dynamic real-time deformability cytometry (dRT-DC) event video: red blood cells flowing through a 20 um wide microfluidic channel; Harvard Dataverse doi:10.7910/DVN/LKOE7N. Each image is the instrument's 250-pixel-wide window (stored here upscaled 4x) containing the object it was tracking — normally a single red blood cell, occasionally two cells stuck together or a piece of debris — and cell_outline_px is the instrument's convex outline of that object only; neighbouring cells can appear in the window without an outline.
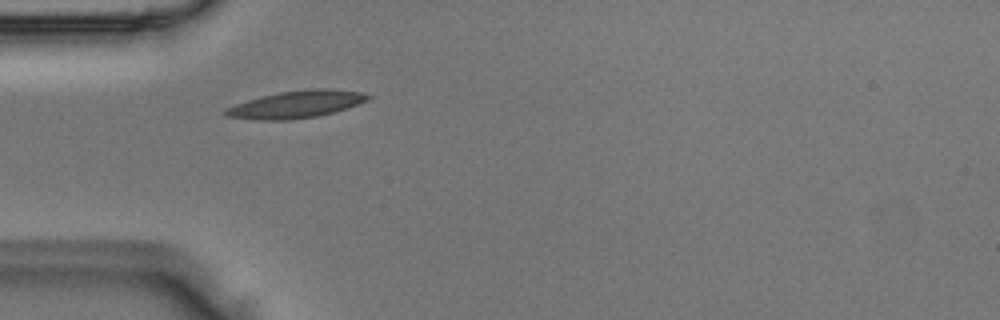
{"species": "Egyptian fruit bat (a non-hibernating species)", "species_latin": "Rousettus aegyptiacus", "temperature_condition": "room temperature", "stored_images_in_passage": 2, "camera_frame_rate_fps": 3000, "um_per_image_px": 0.085, "animal": {"sex": "male"}, "frame": {"image": 1, "passage_image": 1, "time_ms": 0.0, "image_size_px": [1000, 320], "cell_outline_px": [[372, 96], [368, 100], [332, 112], [316, 116], [288, 120], [260, 120], [224, 116], [220, 112], [224, 108], [248, 100], [280, 92], [312, 88], [332, 88], [360, 92]], "centroid_in_image_um": [25.12, 8.87], "position_along_channel_um": 59.9, "area_um2": 22.43}}